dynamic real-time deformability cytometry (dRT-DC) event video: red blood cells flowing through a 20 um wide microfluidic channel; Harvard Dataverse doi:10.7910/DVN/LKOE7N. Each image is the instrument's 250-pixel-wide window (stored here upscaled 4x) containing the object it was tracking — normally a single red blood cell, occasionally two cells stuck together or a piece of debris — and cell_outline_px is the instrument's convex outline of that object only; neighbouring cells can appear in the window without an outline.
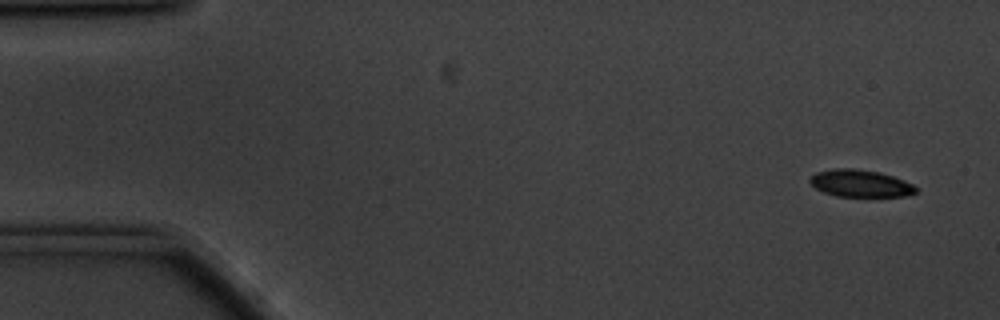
{"species": "common noctule bat (a hibernating species)", "species_latin": "Nyctalus noctula", "temperature_condition": "cold", "stored_images_in_passage": 56, "camera_frame_rate_fps": 3000, "um_per_image_px": 0.085, "animal": {"sex": "male", "body_mass_g": 20.1, "forearm_length_mm": 53.5}, "frame": {"image": 1, "passage_image": 1, "time_ms": 0.0, "image_size_px": [1000, 320], "cell_outline_px": [[920, 188], [916, 192], [904, 196], [836, 196], [824, 192], [816, 188], [808, 180], [816, 172], [832, 168], [856, 168], [880, 172], [904, 180]], "centroid_in_image_um": [73.14, 15.57], "position_along_channel_um": 11.9, "area_um2": 16.82}}
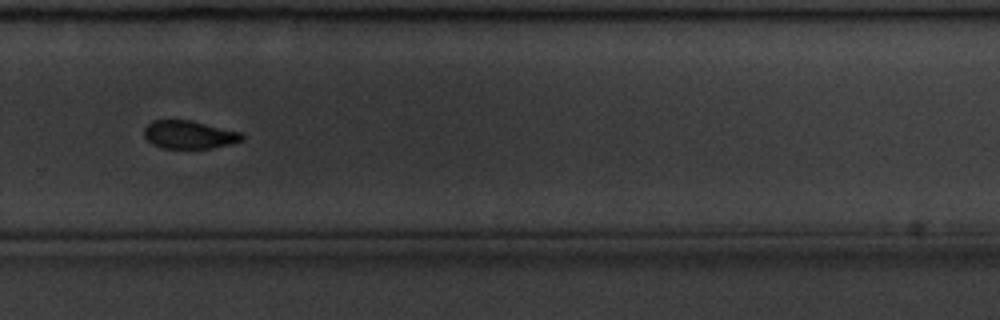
{"frame": {"image": 2, "passage_image": 37, "time_ms": 12.0, "image_size_px": [1000, 320], "cell_outline_px": [[244, 136], [240, 140], [228, 144], [212, 148], [160, 148], [152, 144], [144, 136], [144, 128], [152, 120], [188, 120], [240, 132]], "centroid_in_image_um": [16.01, 11.45], "position_along_channel_um": 313.8, "area_um2": 15.72}}
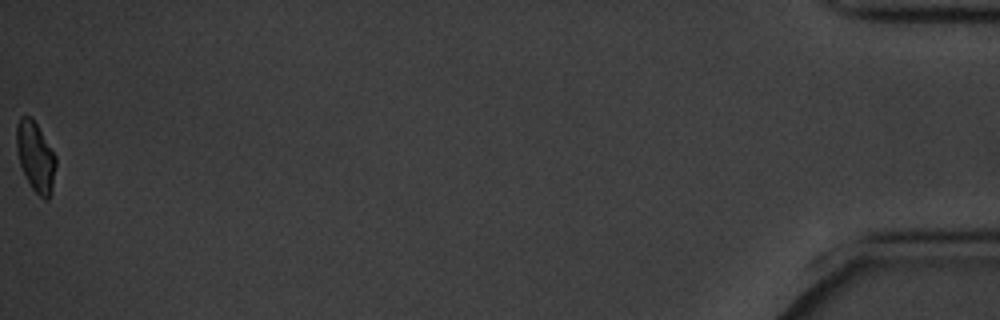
{"frame": {"image": 3, "passage_image": 56, "time_ms": 18.333, "image_size_px": [1000, 320], "cell_outline_px": [[56, 164], [52, 192], [48, 200], [44, 200], [32, 188], [20, 164], [16, 148], [16, 124], [20, 116], [32, 116], [56, 156]], "centroid_in_image_um": [3.02, 13.3], "position_along_channel_um": 432.2, "area_um2": 16.07}, "authors_computed_cell_mechanics": {"area_um2": 17.4267, "velocity_mm_per_s": 3.4475, "shape_relaxation_time_tau1_ms": 1.9711, "shape_relaxation_time_tau2_ms": 2.2945, "deformation_change_tau1": 0.0948, "deformation_change_tau2": 0.0679}}